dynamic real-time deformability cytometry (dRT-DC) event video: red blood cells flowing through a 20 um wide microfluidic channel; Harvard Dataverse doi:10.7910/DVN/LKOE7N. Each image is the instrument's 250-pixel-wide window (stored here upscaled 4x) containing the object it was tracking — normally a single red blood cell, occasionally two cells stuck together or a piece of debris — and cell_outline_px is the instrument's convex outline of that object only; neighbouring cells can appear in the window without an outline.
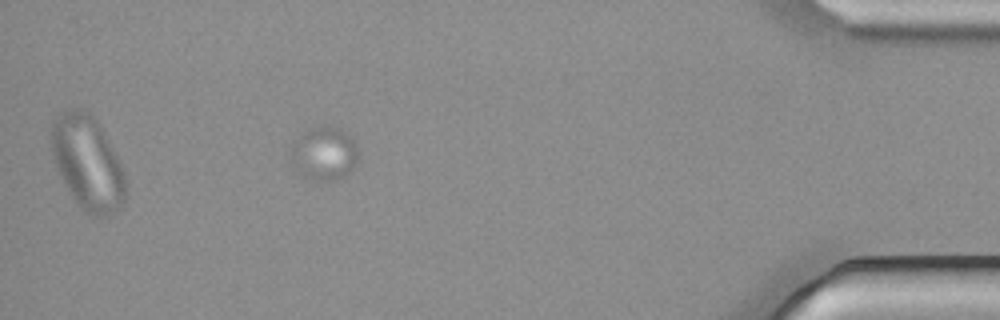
{"species": "common noctule bat (a hibernating species)", "species_latin": "Nyctalus noctula", "temperature_condition": "cold", "stored_images_in_passage": 51, "camera_frame_rate_fps": 3000, "um_per_image_px": 0.085, "animal": {"sex": "male", "body_mass_g": 21.5, "forearm_length_mm": 52.0}, "frame": {"image": 1, "passage_image": 46, "time_ms": 15.0, "image_size_px": [1000, 320], "cell_outline_px": [[360, 160], [356, 168], [348, 172], [328, 180], [316, 180], [308, 176], [304, 172], [292, 156], [292, 148], [300, 132], [308, 128], [328, 124], [340, 128], [356, 144]], "centroid_in_image_um": [27.65, 12.95], "position_along_channel_um": 407.6, "area_um2": 20.29}}